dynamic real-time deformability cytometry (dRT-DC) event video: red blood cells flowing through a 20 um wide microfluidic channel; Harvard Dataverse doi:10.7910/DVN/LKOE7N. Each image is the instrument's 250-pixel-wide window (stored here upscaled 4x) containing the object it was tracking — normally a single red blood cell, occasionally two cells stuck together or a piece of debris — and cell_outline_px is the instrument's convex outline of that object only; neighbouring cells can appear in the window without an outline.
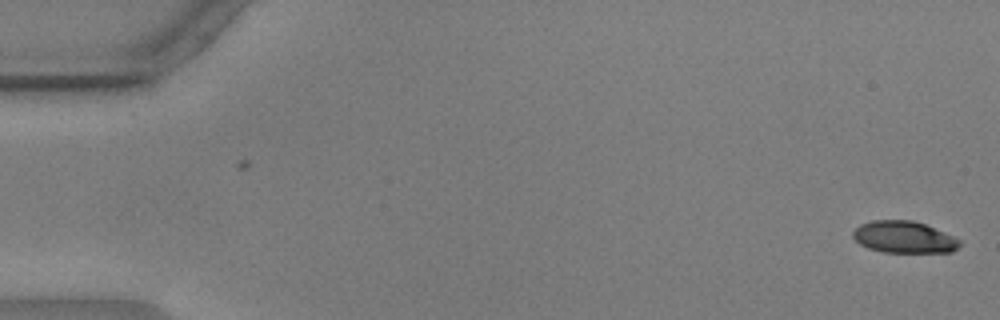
{"species": "common noctule bat (a hibernating species)", "species_latin": "Nyctalus noctula", "temperature_condition": "warm", "stored_images_in_passage": 57, "camera_frame_rate_fps": 3000, "um_per_image_px": 0.085, "animal": {"sex": "male", "body_mass_g": 17.9, "forearm_length_mm": 54.2}, "frame": {"image": 1, "passage_image": 1, "time_ms": 0.0, "image_size_px": [1000, 320], "cell_outline_px": [[960, 244], [952, 252], [884, 252], [868, 248], [860, 244], [852, 236], [852, 232], [860, 224], [872, 220], [912, 220], [924, 224], [952, 236], [960, 240]], "centroid_in_image_um": [76.8, 20.15], "position_along_channel_um": 8.2, "area_um2": 19.59}}
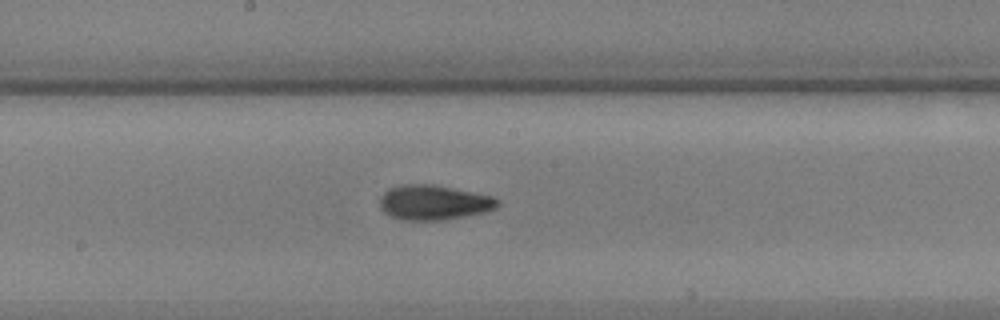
{"frame": {"image": 2, "passage_image": 30, "time_ms": 9.667, "image_size_px": [1000, 320], "cell_outline_px": [[500, 204], [496, 208], [488, 212], [444, 220], [404, 220], [392, 216], [384, 212], [380, 208], [380, 196], [388, 188], [400, 184], [432, 184], [492, 196], [500, 200]], "centroid_in_image_um": [36.88, 17.21], "position_along_channel_um": 211.3, "area_um2": 24.1}}
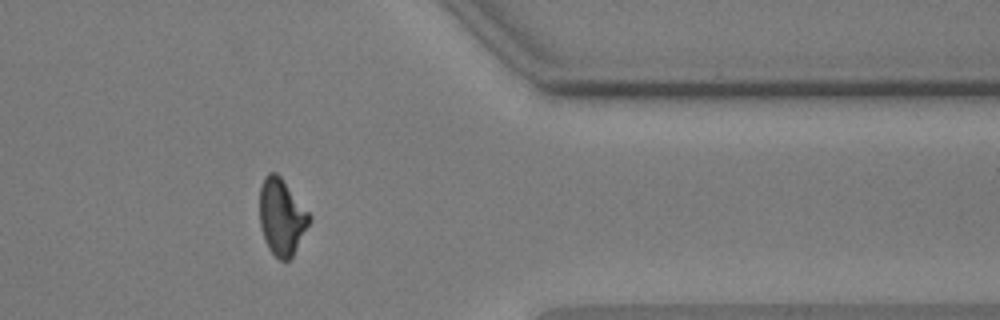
{"frame": {"image": 3, "passage_image": 46, "time_ms": 15.0, "image_size_px": [1000, 320], "cell_outline_px": [[312, 220], [292, 256], [288, 260], [280, 260], [268, 248], [264, 240], [260, 224], [260, 188], [264, 176], [268, 172], [276, 172], [280, 176], [312, 216]], "centroid_in_image_um": [23.94, 18.43], "position_along_channel_um": 387.5, "area_um2": 22.08}, "authors_computed_cell_mechanics": {"area_um2": 22.1374, "velocity_mm_per_s": 3.5925, "shape_relaxation_time_tau1_ms": 4.3603, "shape_relaxation_time_tau2_ms": 2.3619, "deformation_change_tau1": 0.1605, "deformation_change_tau2": 0.0839}}